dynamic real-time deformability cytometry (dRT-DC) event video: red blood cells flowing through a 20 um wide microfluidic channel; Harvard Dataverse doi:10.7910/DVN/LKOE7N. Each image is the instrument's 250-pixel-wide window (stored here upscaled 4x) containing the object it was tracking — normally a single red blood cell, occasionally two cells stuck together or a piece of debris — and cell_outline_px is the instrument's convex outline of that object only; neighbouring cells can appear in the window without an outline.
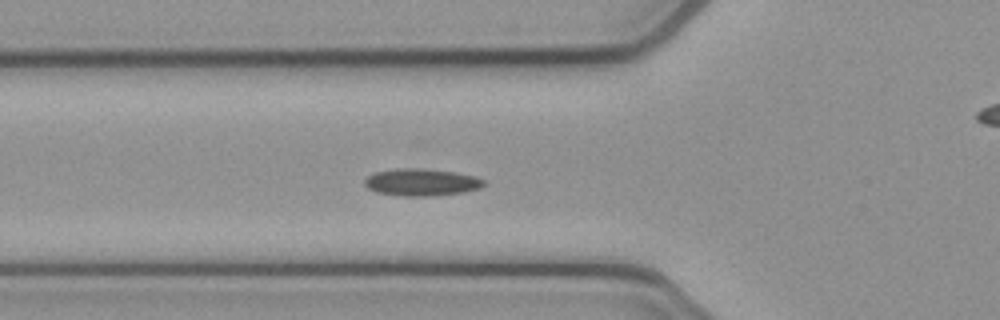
{"species": "common noctule bat (a hibernating species)", "species_latin": "Nyctalus noctula", "temperature_condition": "cold", "stored_images_in_passage": 46, "camera_frame_rate_fps": 3000, "um_per_image_px": 0.085, "animal": {"sex": "female", "body_mass_g": 21.9}, "frame": {"image": 1, "passage_image": 11, "time_ms": 3.333, "image_size_px": [1000, 320], "cell_outline_px": [[488, 184], [480, 188], [464, 192], [428, 196], [396, 196], [376, 192], [368, 188], [364, 184], [364, 180], [368, 176], [376, 172], [396, 168], [424, 168], [456, 172], [476, 176], [484, 180]], "centroid_in_image_um": [35.84, 15.49], "position_along_channel_um": 90.0, "area_um2": 19.13}}
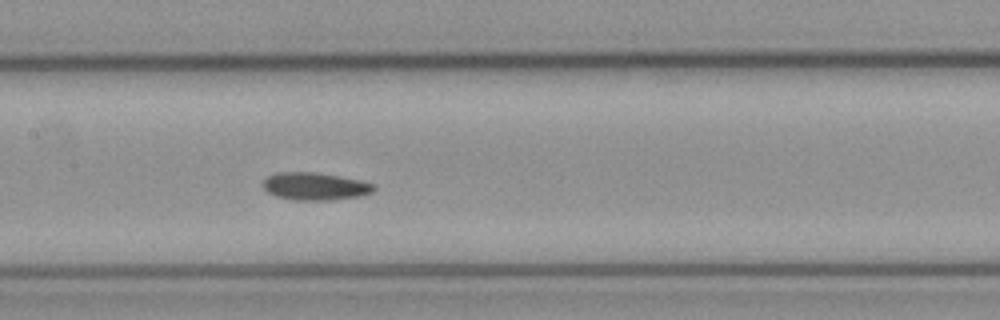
{"frame": {"image": 2, "passage_image": 18, "time_ms": 5.667, "image_size_px": [1000, 320], "cell_outline_px": [[376, 188], [372, 192], [360, 196], [332, 200], [292, 200], [276, 196], [268, 192], [264, 188], [264, 180], [268, 176], [276, 172], [312, 172], [340, 176], [360, 180], [376, 184]], "centroid_in_image_um": [26.8, 15.84], "position_along_channel_um": 180.6, "area_um2": 17.86}}
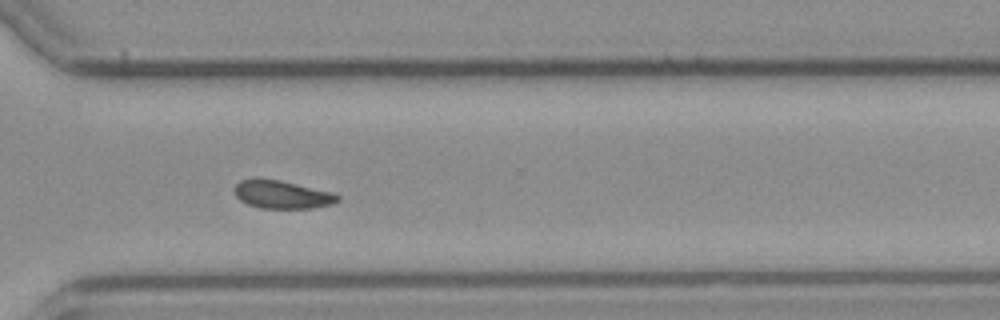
{"frame": {"image": 3, "passage_image": 31, "time_ms": 10.0, "image_size_px": [1000, 320], "cell_outline_px": [[340, 200], [332, 204], [312, 208], [260, 208], [248, 204], [240, 200], [236, 196], [236, 184], [240, 180], [252, 176], [256, 176], [280, 180], [332, 192], [340, 196]], "centroid_in_image_um": [23.95, 16.51], "position_along_channel_um": 346.7, "area_um2": 17.11}}